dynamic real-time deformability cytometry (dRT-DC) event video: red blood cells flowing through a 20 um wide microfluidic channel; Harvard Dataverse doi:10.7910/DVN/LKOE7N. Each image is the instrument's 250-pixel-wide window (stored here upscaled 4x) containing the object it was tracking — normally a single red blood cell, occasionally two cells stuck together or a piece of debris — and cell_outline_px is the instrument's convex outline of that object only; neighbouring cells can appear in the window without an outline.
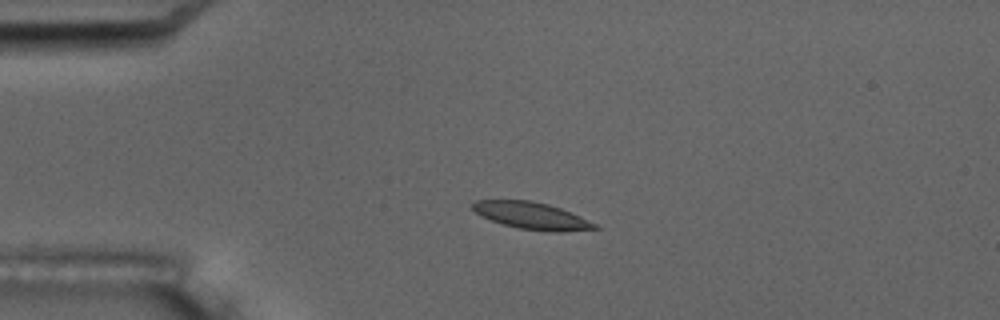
{"species": "common noctule bat (a hibernating species)", "species_latin": "Nyctalus noctula", "temperature_condition": "room temperature", "stored_images_in_passage": 5, "camera_frame_rate_fps": 3000, "um_per_image_px": 0.085, "animal": {"sex": "male", "body_mass_g": 17.5, "forearm_length_mm": 52.3}, "frame": {"image": 1, "passage_image": 4, "time_ms": 3.333, "image_size_px": [1000, 320], "cell_outline_px": [[600, 228], [560, 232], [548, 232], [516, 228], [480, 216], [472, 208], [472, 204], [476, 200], [528, 200], [548, 204], [560, 208], [580, 216], [596, 224]], "centroid_in_image_um": [45.19, 18.34], "position_along_channel_um": 39.8, "area_um2": 19.13}}